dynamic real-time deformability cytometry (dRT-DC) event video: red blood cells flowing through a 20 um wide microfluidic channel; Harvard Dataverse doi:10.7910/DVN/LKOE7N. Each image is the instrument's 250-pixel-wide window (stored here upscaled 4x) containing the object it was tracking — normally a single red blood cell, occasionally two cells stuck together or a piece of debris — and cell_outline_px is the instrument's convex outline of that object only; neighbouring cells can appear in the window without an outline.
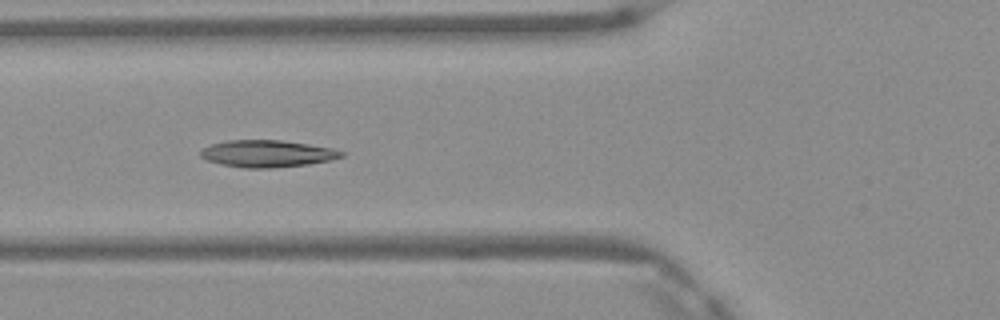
{"species": "Egyptian fruit bat (a non-hibernating species)", "species_latin": "Rousettus aegyptiacus", "temperature_condition": "warm", "stored_images_in_passage": 6, "camera_frame_rate_fps": 3000, "um_per_image_px": 0.085, "frame": {"image": 1, "passage_image": 4, "time_ms": 1.0, "image_size_px": [1000, 320], "cell_outline_px": [[344, 156], [328, 160], [308, 164], [272, 168], [244, 168], [220, 164], [208, 160], [200, 156], [200, 152], [204, 148], [212, 144], [228, 140], [280, 140], [308, 144], [332, 148], [344, 152]], "centroid_in_image_um": [22.71, 13.06], "position_along_channel_um": 103.1, "area_um2": 21.96}}
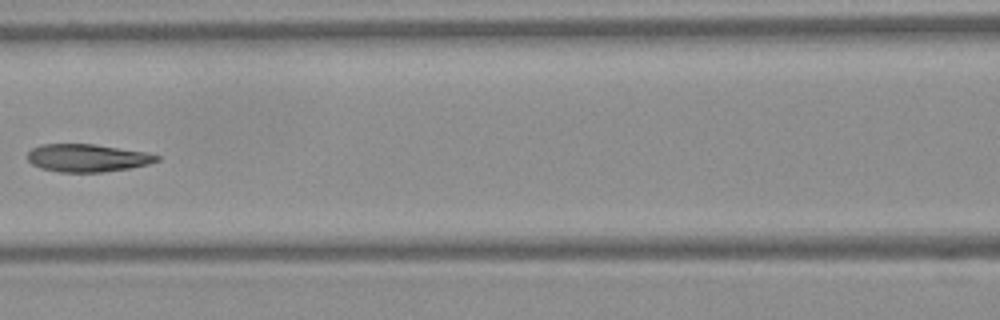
{"frame": {"image": 2, "passage_image": 5, "time_ms": 1.333, "image_size_px": [1000, 320], "cell_outline_px": [[160, 160], [148, 164], [128, 168], [100, 172], [60, 172], [40, 168], [32, 164], [24, 156], [32, 148], [40, 144], [96, 144], [148, 152], [160, 156]], "centroid_in_image_um": [7.4, 13.41], "position_along_channel_um": 159.2, "area_um2": 21.1}}
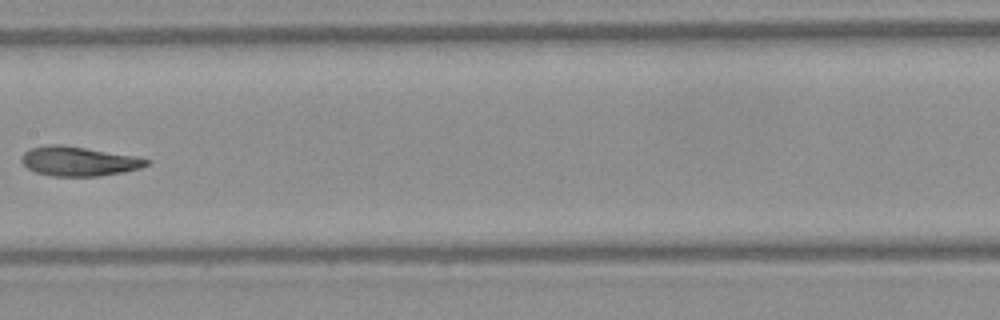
{"frame": {"image": 3, "passage_image": 6, "time_ms": 1.667, "image_size_px": [1000, 320], "cell_outline_px": [[152, 160], [148, 164], [140, 168], [124, 172], [100, 176], [52, 176], [36, 172], [28, 168], [20, 160], [20, 156], [24, 152], [32, 148], [52, 144], [60, 144], [136, 156]], "centroid_in_image_um": [6.7, 13.71], "position_along_channel_um": 200.7, "area_um2": 21.39}}